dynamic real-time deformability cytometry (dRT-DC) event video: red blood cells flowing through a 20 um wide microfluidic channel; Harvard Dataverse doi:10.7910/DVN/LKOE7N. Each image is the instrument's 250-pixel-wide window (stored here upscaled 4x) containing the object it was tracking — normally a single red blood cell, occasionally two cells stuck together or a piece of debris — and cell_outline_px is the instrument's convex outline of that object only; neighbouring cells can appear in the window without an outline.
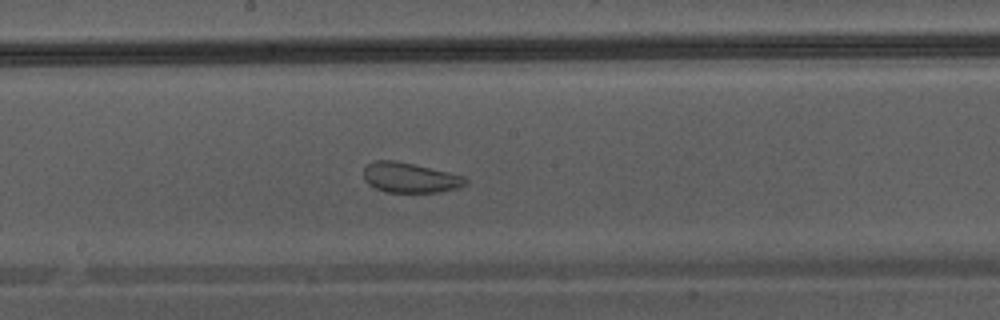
{"species": "Egyptian fruit bat (a non-hibernating species)", "species_latin": "Rousettus aegyptiacus", "temperature_condition": "warm", "stored_images_in_passage": 37, "camera_frame_rate_fps": 3000, "um_per_image_px": 0.085, "animal": {"sex": "male"}, "frame": {"image": 1, "passage_image": 16, "time_ms": 5.0, "image_size_px": [1000, 320], "cell_outline_px": [[468, 184], [460, 188], [440, 192], [384, 192], [368, 184], [364, 180], [364, 164], [372, 160], [396, 160], [448, 172], [464, 176], [468, 180]], "centroid_in_image_um": [34.83, 15.09], "position_along_channel_um": 213.4, "area_um2": 18.15}}